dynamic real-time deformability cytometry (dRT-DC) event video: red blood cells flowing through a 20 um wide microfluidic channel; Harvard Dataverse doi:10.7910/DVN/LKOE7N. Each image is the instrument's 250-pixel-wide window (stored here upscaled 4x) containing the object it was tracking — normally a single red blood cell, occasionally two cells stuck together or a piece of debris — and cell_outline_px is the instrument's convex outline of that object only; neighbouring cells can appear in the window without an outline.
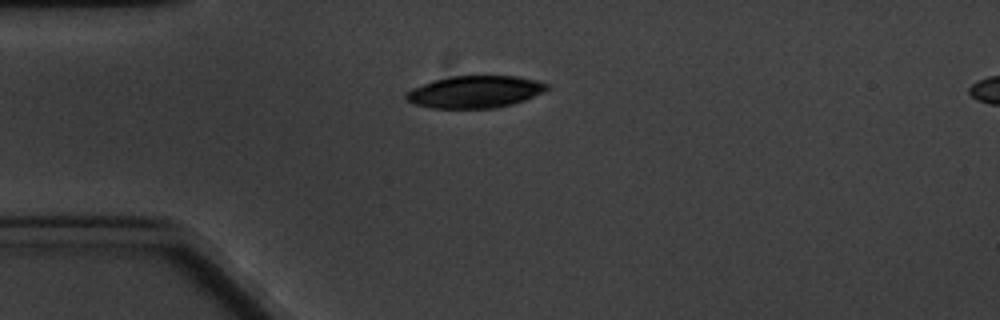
{"species": "common noctule bat (a hibernating species)", "species_latin": "Nyctalus noctula", "temperature_condition": "cold", "stored_images_in_passage": 4, "camera_frame_rate_fps": 3000, "um_per_image_px": 0.085, "animal": {"sex": "male", "body_mass_g": 20.1, "forearm_length_mm": 53.5}, "frame": {"image": 1, "passage_image": 1, "time_ms": 0.0, "image_size_px": [1000, 320], "cell_outline_px": [[548, 88], [544, 92], [524, 100], [512, 104], [496, 108], [432, 108], [412, 104], [404, 96], [404, 92], [412, 88], [432, 80], [452, 76], [516, 76], [540, 80], [548, 84]], "centroid_in_image_um": [40.36, 7.8], "position_along_channel_um": 44.6, "area_um2": 26.59}}